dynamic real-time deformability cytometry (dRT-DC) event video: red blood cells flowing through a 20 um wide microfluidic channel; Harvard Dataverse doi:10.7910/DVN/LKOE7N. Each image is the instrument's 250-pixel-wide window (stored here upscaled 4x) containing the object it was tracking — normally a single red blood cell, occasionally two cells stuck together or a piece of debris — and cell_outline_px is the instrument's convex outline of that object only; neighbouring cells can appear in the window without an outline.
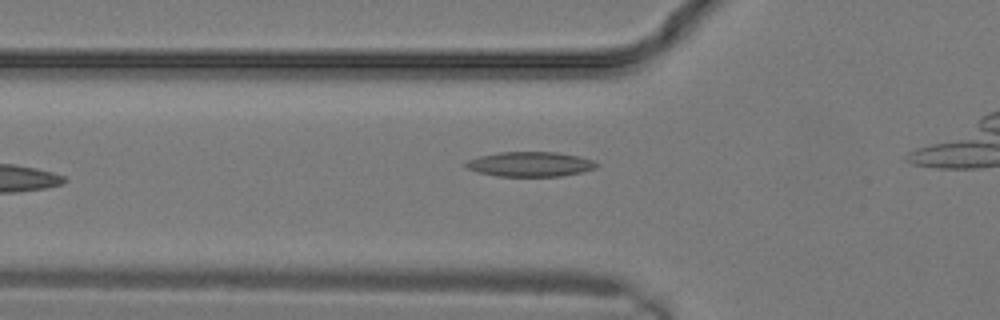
{"species": "common noctule bat (a hibernating species)", "species_latin": "Nyctalus noctula", "temperature_condition": "warm", "stored_images_in_passage": 10, "camera_frame_rate_fps": 3000, "um_per_image_px": 0.085, "animal": {"sex": "male", "body_mass_g": 19.2, "forearm_length_mm": 51.8}, "frame": {"image": 1, "passage_image": 10, "time_ms": 3.0, "image_size_px": [1000, 320], "cell_outline_px": [[600, 164], [596, 168], [580, 172], [560, 176], [496, 176], [476, 172], [464, 168], [464, 164], [468, 160], [480, 156], [500, 152], [556, 152], [580, 156], [592, 160]], "centroid_in_image_um": [45.04, 13.95], "position_along_channel_um": 80.8, "area_um2": 18.96}}